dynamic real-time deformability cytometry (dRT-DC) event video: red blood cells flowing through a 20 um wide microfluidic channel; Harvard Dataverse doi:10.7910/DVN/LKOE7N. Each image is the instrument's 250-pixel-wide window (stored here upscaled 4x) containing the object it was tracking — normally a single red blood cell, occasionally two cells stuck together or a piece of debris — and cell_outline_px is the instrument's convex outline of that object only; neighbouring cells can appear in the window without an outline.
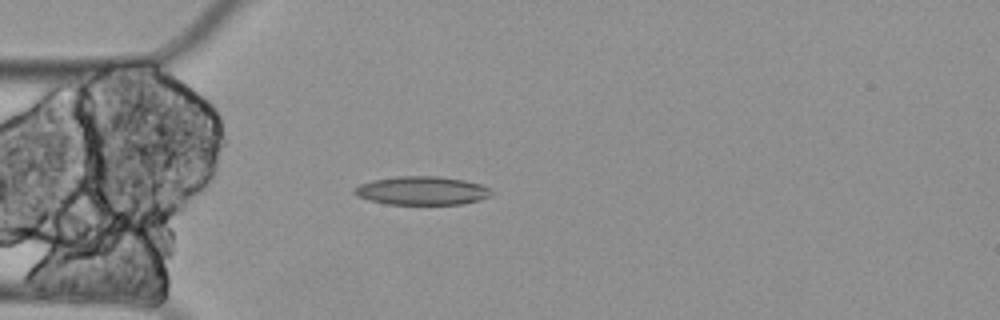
{"species": "Egyptian fruit bat (a non-hibernating species)", "species_latin": "Rousettus aegyptiacus", "temperature_condition": "cold", "stored_images_in_passage": 4, "camera_frame_rate_fps": 3000, "um_per_image_px": 0.085, "animal": {"sex": "female"}, "frame": {"image": 1, "passage_image": 4, "time_ms": 1.0, "image_size_px": [1000, 320], "cell_outline_px": [[492, 196], [480, 200], [464, 204], [384, 204], [368, 200], [356, 196], [352, 192], [352, 188], [360, 184], [372, 180], [396, 176], [440, 176], [464, 180], [480, 184], [488, 188], [492, 192]], "centroid_in_image_um": [35.83, 16.21], "position_along_channel_um": 49.2, "area_um2": 23.06}}